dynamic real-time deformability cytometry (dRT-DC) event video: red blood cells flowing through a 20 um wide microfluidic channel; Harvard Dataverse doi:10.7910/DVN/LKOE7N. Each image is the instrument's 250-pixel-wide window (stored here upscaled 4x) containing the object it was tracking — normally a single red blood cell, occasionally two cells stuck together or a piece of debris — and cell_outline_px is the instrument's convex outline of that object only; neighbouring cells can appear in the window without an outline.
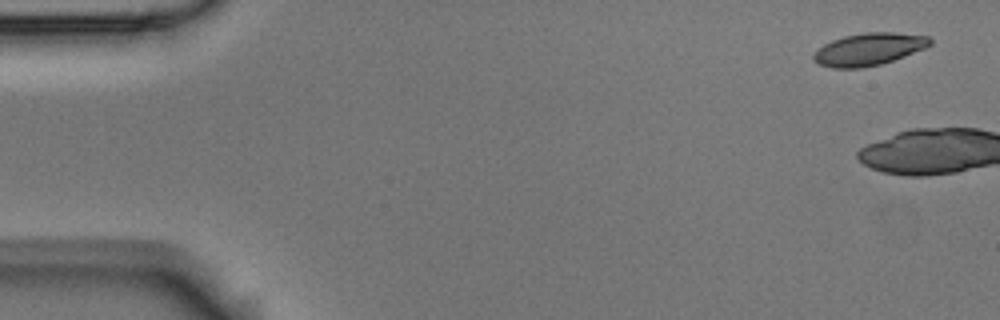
{"species": "Egyptian fruit bat (a non-hibernating species)", "species_latin": "Rousettus aegyptiacus", "temperature_condition": "room temperature", "stored_images_in_passage": 2, "camera_frame_rate_fps": 3000, "um_per_image_px": 0.085, "animal": {"sex": "male"}, "frame": {"image": 1, "passage_image": 1, "time_ms": 0.0, "image_size_px": [1000, 320], "cell_outline_px": [[932, 44], [924, 48], [904, 56], [880, 64], [860, 68], [832, 68], [820, 64], [812, 60], [812, 56], [824, 44], [832, 40], [844, 36], [864, 32], [896, 32], [928, 36], [932, 40]], "centroid_in_image_um": [73.85, 4.17], "position_along_channel_um": 11.1, "area_um2": 21.85}}